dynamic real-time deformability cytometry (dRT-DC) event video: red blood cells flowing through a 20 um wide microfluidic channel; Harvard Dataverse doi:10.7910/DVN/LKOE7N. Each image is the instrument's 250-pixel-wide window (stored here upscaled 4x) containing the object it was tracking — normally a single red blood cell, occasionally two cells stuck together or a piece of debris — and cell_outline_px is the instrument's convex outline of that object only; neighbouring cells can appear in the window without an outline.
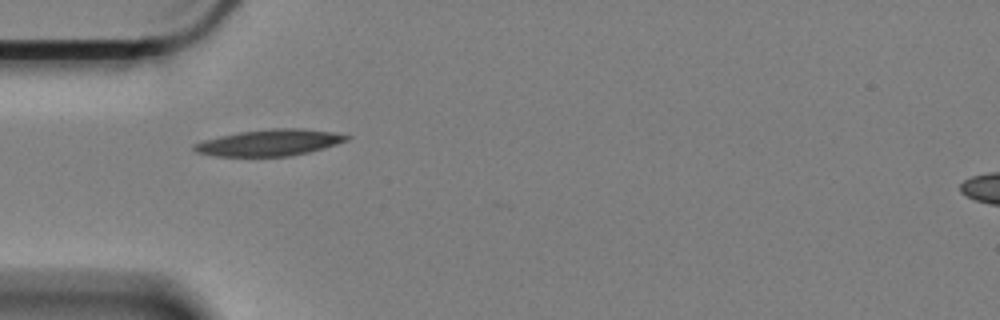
{"species": "Egyptian fruit bat (a non-hibernating species)", "species_latin": "Rousettus aegyptiacus", "temperature_condition": "cold", "stored_images_in_passage": 35, "camera_frame_rate_fps": 3000, "um_per_image_px": 0.085, "animal": {"sex": "female"}, "frame": {"image": 1, "passage_image": 1, "time_ms": 0.0, "image_size_px": [1000, 320], "cell_outline_px": [[352, 136], [348, 140], [324, 148], [308, 152], [288, 156], [216, 156], [196, 152], [192, 148], [192, 144], [204, 140], [236, 132], [272, 128], [304, 128], [332, 132]], "centroid_in_image_um": [22.9, 12.11], "position_along_channel_um": 62.1, "area_um2": 23.47}}
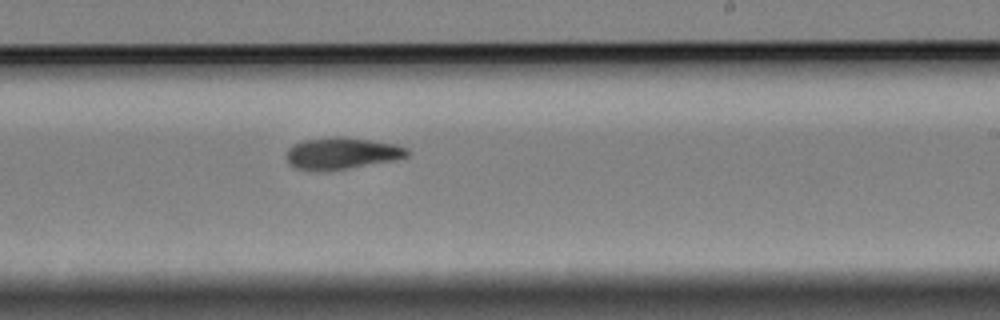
{"frame": {"image": 2, "passage_image": 19, "time_ms": 6.0, "image_size_px": [1000, 320], "cell_outline_px": [[412, 152], [408, 156], [396, 160], [324, 172], [320, 172], [296, 168], [288, 164], [288, 148], [292, 144], [300, 140], [332, 136], [344, 136], [396, 144], [408, 148]], "centroid_in_image_um": [29.06, 13.03], "position_along_channel_um": 259.9, "area_um2": 22.83}}
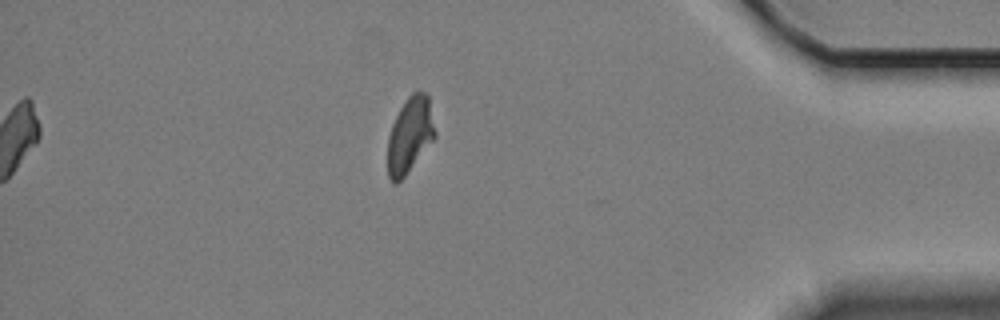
{"frame": {"image": 3, "passage_image": 35, "time_ms": 11.333, "image_size_px": [1000, 320], "cell_outline_px": [[436, 136], [404, 176], [396, 184], [392, 184], [388, 176], [388, 136], [392, 124], [400, 108], [408, 96], [412, 92], [428, 92], [436, 132]], "centroid_in_image_um": [34.84, 11.46], "position_along_channel_um": 400.4, "area_um2": 20.81}, "authors_computed_cell_mechanics": {"area_um2": 22.0796, "velocity_mm_per_s": 3.3148, "shape_relaxation_time_tau1_ms": null, "shape_relaxation_time_tau2_ms": 7.7952, "deformation_change_tau1": null, "deformation_change_tau2": 0.1369}}